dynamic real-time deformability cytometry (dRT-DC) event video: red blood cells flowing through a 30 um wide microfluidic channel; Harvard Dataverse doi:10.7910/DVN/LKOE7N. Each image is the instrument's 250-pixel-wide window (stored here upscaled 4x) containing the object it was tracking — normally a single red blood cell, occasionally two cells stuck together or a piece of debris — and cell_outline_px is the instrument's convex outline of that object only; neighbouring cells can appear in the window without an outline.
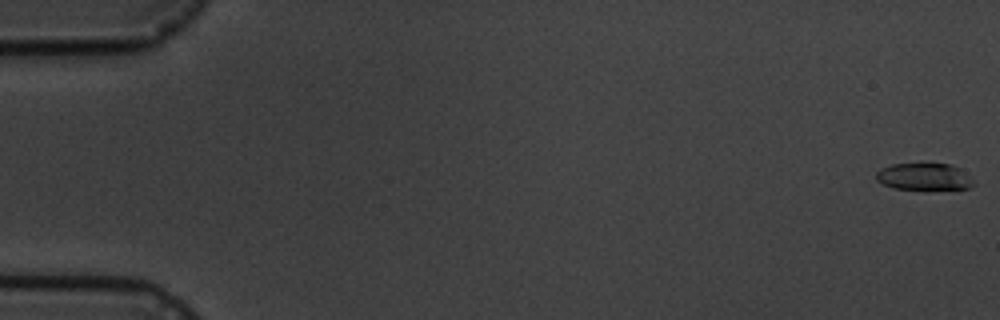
{"species": "common noctule bat (a hibernating species)", "species_latin": "Nyctalus noctula", "temperature_condition": "cold", "stored_images_in_passage": 7, "camera_frame_rate_fps": 3000, "um_per_image_px": 0.085, "animal": {"sex": "male", "body_mass_g": 19.5, "forearm_length_mm": 54.6}, "frame": {"image": 1, "passage_image": 1, "time_ms": 0.0, "image_size_px": [1000, 320], "cell_outline_px": [[976, 184], [968, 188], [924, 192], [892, 188], [876, 180], [876, 172], [880, 168], [892, 164], [920, 160], [948, 164], [960, 168]], "centroid_in_image_um": [78.52, 15.01], "position_along_channel_um": 6.5, "area_um2": 16.76}}